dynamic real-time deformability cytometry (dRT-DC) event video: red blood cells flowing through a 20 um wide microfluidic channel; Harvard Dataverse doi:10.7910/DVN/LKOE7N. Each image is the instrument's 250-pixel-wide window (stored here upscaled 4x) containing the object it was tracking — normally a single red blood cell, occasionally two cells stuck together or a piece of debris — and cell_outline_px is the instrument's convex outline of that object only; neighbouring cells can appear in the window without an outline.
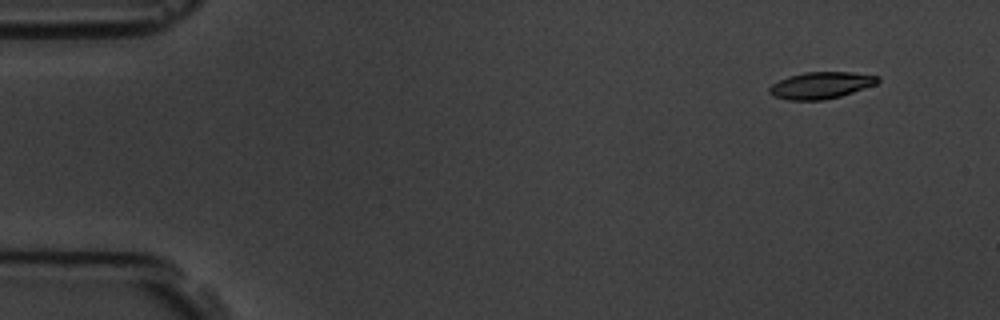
{"species": "common noctule bat (a hibernating species)", "species_latin": "Nyctalus noctula", "temperature_condition": "room temperature", "stored_images_in_passage": 9, "camera_frame_rate_fps": 3000, "um_per_image_px": 0.085, "animal": {"sex": "male", "body_mass_g": 19.5, "forearm_length_mm": 54.6}, "frame": {"image": 1, "passage_image": 1, "time_ms": 0.0, "image_size_px": [1000, 320], "cell_outline_px": [[880, 80], [876, 84], [840, 96], [824, 100], [788, 100], [772, 96], [768, 92], [768, 88], [772, 84], [788, 76], [804, 72], [852, 72], [880, 76]], "centroid_in_image_um": [69.76, 7.25], "position_along_channel_um": 15.2, "area_um2": 16.94}}
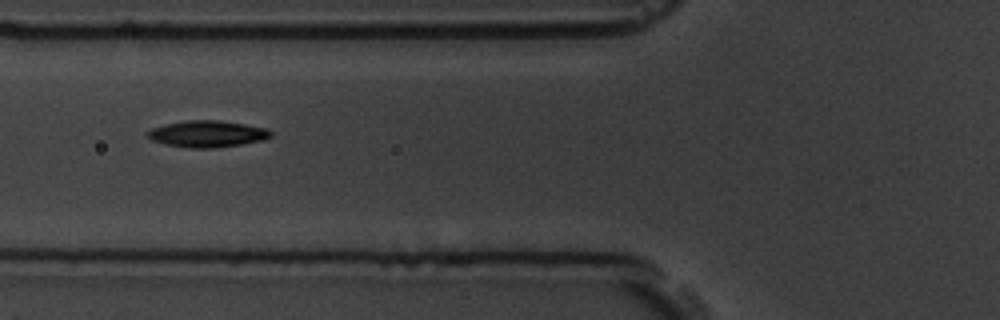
{"frame": {"image": 2, "passage_image": 6, "time_ms": 5.667, "image_size_px": [1000, 320], "cell_outline_px": [[272, 136], [264, 140], [240, 144], [212, 148], [192, 148], [164, 144], [152, 140], [148, 136], [148, 132], [152, 128], [164, 124], [184, 120], [220, 120], [268, 128], [272, 132]], "centroid_in_image_um": [17.64, 11.37], "position_along_channel_um": 108.2, "area_um2": 19.07}}
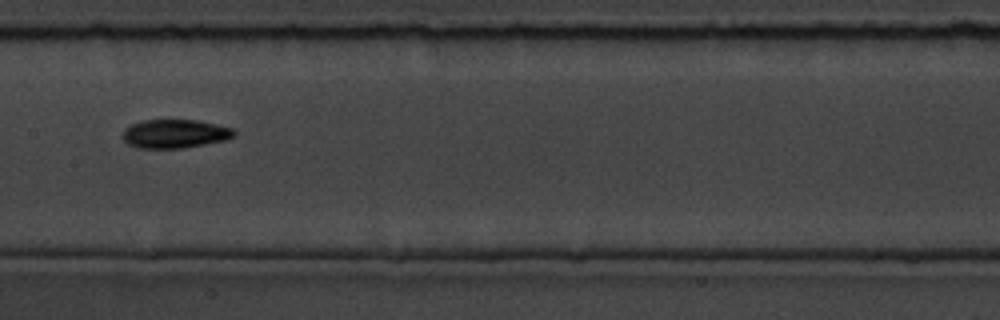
{"frame": {"image": 3, "passage_image": 8, "time_ms": 8.0, "image_size_px": [1000, 320], "cell_outline_px": [[236, 136], [228, 140], [184, 148], [140, 148], [128, 144], [120, 136], [124, 128], [132, 124], [144, 120], [196, 120], [236, 128]], "centroid_in_image_um": [14.9, 11.37], "position_along_channel_um": 192.5, "area_um2": 18.96}}